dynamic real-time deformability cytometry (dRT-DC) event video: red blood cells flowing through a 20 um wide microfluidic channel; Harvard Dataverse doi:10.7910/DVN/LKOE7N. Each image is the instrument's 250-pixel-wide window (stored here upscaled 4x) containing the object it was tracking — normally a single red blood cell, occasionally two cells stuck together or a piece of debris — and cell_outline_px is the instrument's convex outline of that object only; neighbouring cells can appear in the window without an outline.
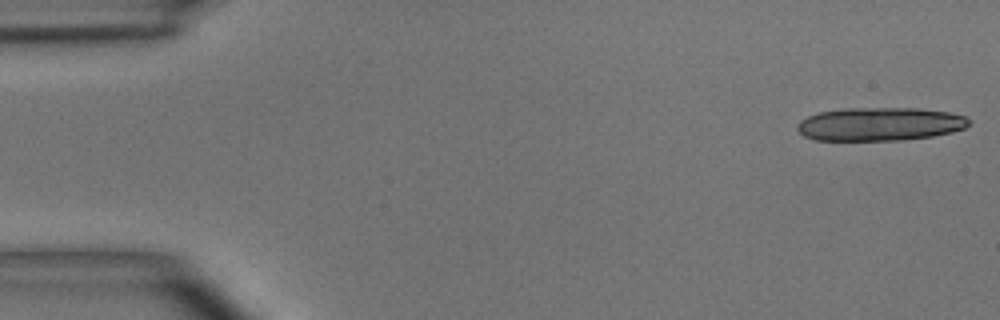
{"species": "common noctule bat (a hibernating species)", "species_latin": "Nyctalus noctula", "temperature_condition": "room temperature", "stored_images_in_passage": 5, "camera_frame_rate_fps": 3000, "um_per_image_px": 0.085, "animal": {"sex": "male", "body_mass_g": 15.6}, "frame": {"image": 1, "passage_image": 1, "time_ms": 0.0, "image_size_px": [1000, 320], "cell_outline_px": [[968, 124], [964, 128], [952, 132], [932, 136], [900, 140], [816, 140], [804, 136], [796, 128], [796, 124], [800, 120], [808, 116], [820, 112], [844, 108], [916, 108], [948, 112], [964, 116], [968, 120]], "centroid_in_image_um": [74.74, 10.54], "position_along_channel_um": 10.3, "area_um2": 33.23}}
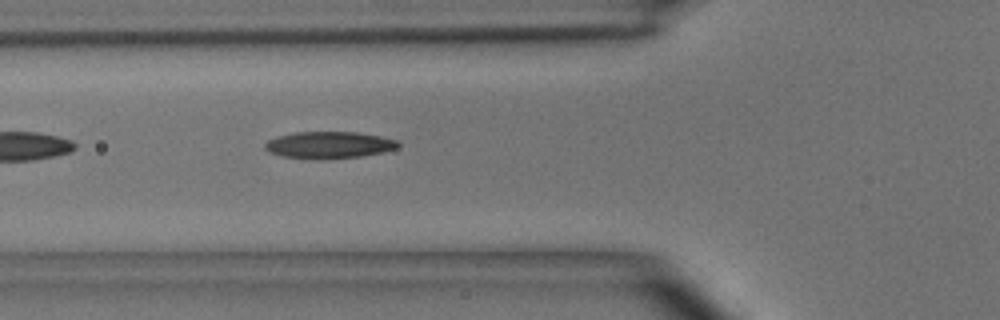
{"frame": {"image": 2, "passage_image": 5, "time_ms": 5.667, "image_size_px": [1000, 320], "cell_outline_px": [[400, 144], [396, 148], [364, 156], [320, 160], [284, 156], [268, 152], [264, 148], [264, 144], [268, 140], [276, 136], [296, 132], [356, 132], [380, 136], [400, 140]], "centroid_in_image_um": [27.96, 12.32], "position_along_channel_um": 97.8, "area_um2": 20.98}}